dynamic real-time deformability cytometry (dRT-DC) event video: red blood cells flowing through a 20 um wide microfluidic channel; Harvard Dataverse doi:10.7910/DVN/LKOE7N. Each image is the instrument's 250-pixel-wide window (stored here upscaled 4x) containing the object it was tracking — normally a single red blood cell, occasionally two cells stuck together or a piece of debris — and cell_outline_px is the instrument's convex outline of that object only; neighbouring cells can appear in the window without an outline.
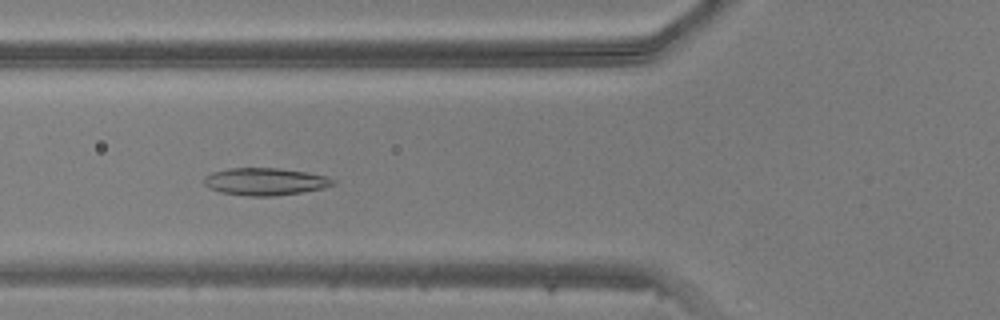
{"species": "common noctule bat (a hibernating species)", "species_latin": "Nyctalus noctula", "temperature_condition": "warm", "stored_images_in_passage": 48, "camera_frame_rate_fps": 3000, "um_per_image_px": 0.085, "animal": {"sex": "male", "body_mass_g": 20.5, "forearm_length_mm": 52.5}, "frame": {"image": 1, "passage_image": 18, "time_ms": 5.667, "image_size_px": [1000, 320], "cell_outline_px": [[336, 184], [320, 188], [300, 192], [272, 196], [252, 196], [220, 192], [208, 188], [204, 184], [204, 176], [212, 172], [232, 168], [280, 168], [304, 172], [324, 176], [336, 180]], "centroid_in_image_um": [22.49, 15.43], "position_along_channel_um": 103.3, "area_um2": 20.29}}
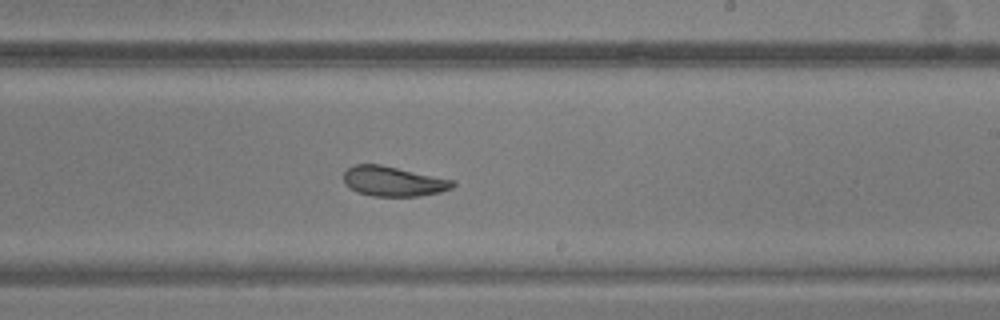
{"frame": {"image": 2, "passage_image": 29, "time_ms": 9.333, "image_size_px": [1000, 320], "cell_outline_px": [[456, 184], [452, 188], [440, 192], [420, 196], [372, 196], [356, 192], [344, 184], [344, 172], [348, 168], [356, 164], [380, 164], [456, 180]], "centroid_in_image_um": [33.45, 15.41], "position_along_channel_um": 255.6, "area_um2": 19.19}}
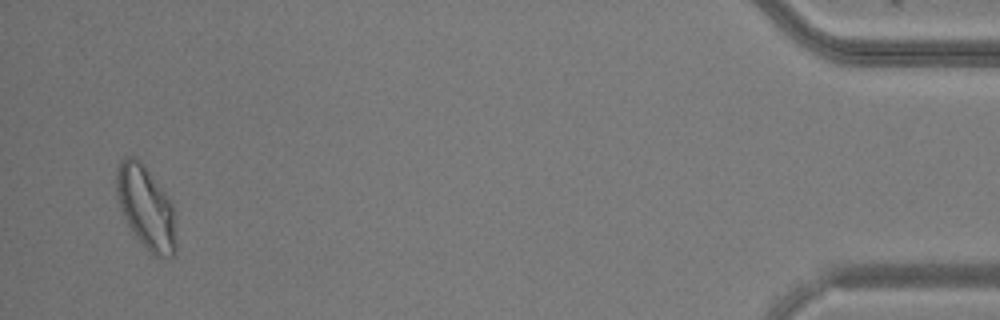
{"frame": {"image": 3, "passage_image": 47, "time_ms": 15.333, "image_size_px": [1000, 320], "cell_outline_px": [[176, 252], [172, 256], [156, 256], [136, 236], [128, 224], [120, 208], [116, 196], [116, 168], [120, 160], [124, 156], [136, 156], [144, 164], [168, 196], [172, 204], [176, 244]], "centroid_in_image_um": [12.38, 17.55], "position_along_channel_um": 422.8, "area_um2": 28.55}}